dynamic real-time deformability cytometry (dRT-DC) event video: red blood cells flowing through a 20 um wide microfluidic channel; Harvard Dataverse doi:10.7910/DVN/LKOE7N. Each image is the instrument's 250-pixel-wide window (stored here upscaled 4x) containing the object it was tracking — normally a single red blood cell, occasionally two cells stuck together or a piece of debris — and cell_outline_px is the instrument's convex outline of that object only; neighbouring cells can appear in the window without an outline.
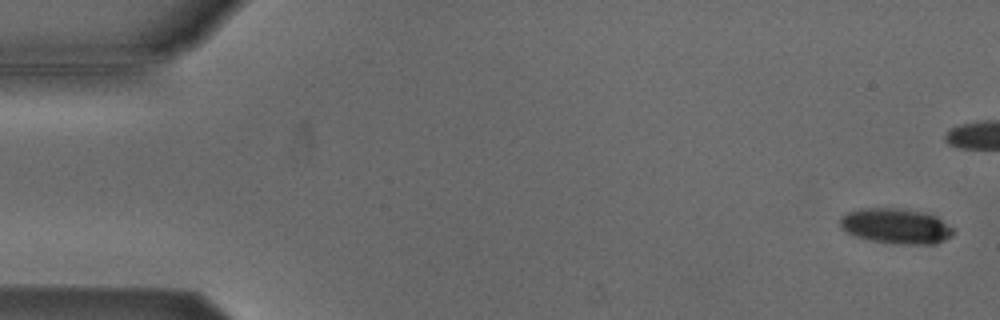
{"species": "Egyptian fruit bat (a non-hibernating species)", "species_latin": "Rousettus aegyptiacus", "temperature_condition": "cold", "stored_images_in_passage": 11, "camera_frame_rate_fps": 3000, "um_per_image_px": 0.085, "animal": {"sex": "male"}, "frame": {"image": 1, "passage_image": 2, "time_ms": 0.333, "image_size_px": [1000, 320], "cell_outline_px": [[952, 236], [936, 244], [892, 244], [868, 240], [856, 236], [840, 228], [840, 220], [848, 212], [868, 208], [896, 208], [920, 212], [936, 216], [952, 228]], "centroid_in_image_um": [76.15, 19.24], "position_along_channel_um": 8.8, "area_um2": 23.0}}